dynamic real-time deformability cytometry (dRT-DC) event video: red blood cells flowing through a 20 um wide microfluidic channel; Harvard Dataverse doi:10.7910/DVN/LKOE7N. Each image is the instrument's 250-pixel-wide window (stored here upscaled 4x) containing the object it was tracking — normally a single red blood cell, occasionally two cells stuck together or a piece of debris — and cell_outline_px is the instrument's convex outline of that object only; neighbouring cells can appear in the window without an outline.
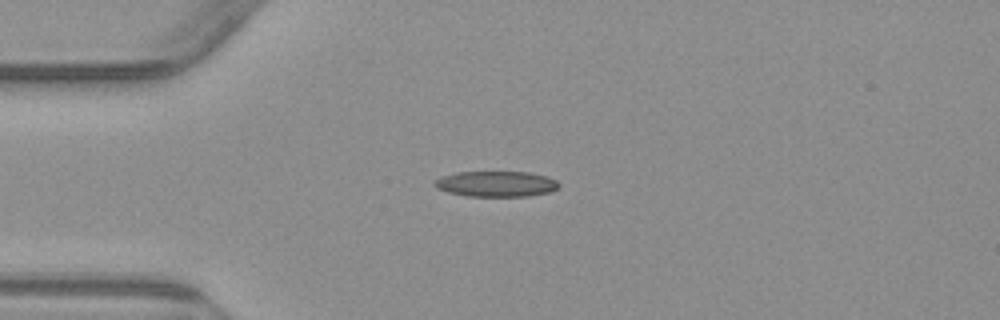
{"species": "common noctule bat (a hibernating species)", "species_latin": "Nyctalus noctula", "temperature_condition": "warm", "stored_images_in_passage": 5, "camera_frame_rate_fps": 3000, "um_per_image_px": 0.085, "animal": {"sex": "male", "body_mass_g": 23.1, "forearm_length_mm": 52.7}, "frame": {"image": 1, "passage_image": 2, "time_ms": 2.0, "image_size_px": [1000, 320], "cell_outline_px": [[560, 184], [556, 188], [548, 192], [528, 196], [468, 196], [448, 192], [436, 188], [432, 184], [440, 176], [456, 172], [528, 172], [548, 176], [556, 180]], "centroid_in_image_um": [42.15, 15.62], "position_along_channel_um": 42.9, "area_um2": 18.55}}
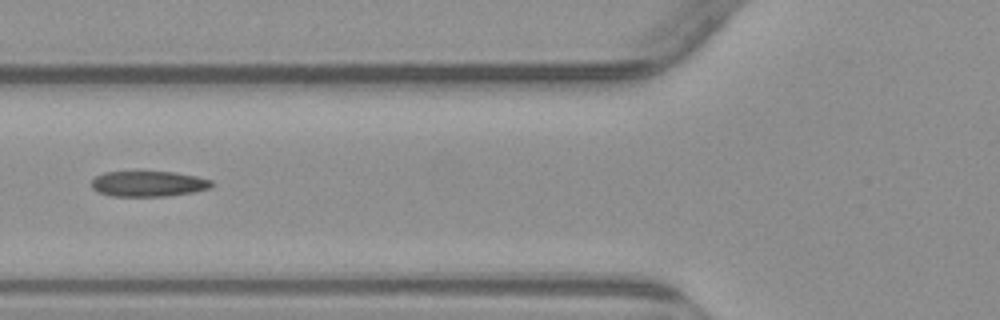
{"frame": {"image": 2, "passage_image": 4, "time_ms": 4.333, "image_size_px": [1000, 320], "cell_outline_px": [[216, 184], [212, 188], [192, 192], [168, 196], [112, 196], [96, 192], [92, 188], [92, 180], [96, 176], [104, 172], [136, 168], [176, 172], [196, 176], [212, 180]], "centroid_in_image_um": [12.6, 15.56], "position_along_channel_um": 113.2, "area_um2": 19.07}}
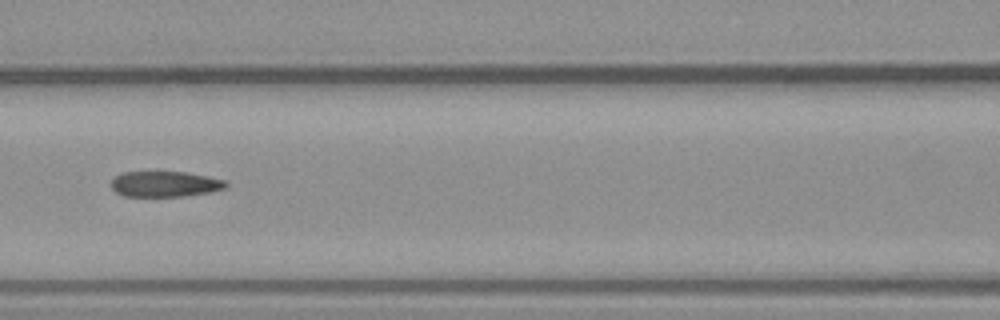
{"frame": {"image": 3, "passage_image": 5, "time_ms": 5.333, "image_size_px": [1000, 320], "cell_outline_px": [[228, 184], [224, 188], [212, 192], [184, 196], [124, 196], [116, 192], [112, 188], [112, 180], [120, 172], [184, 172], [208, 176], [228, 180]], "centroid_in_image_um": [14.06, 15.64], "position_along_channel_um": 152.5, "area_um2": 17.17}}